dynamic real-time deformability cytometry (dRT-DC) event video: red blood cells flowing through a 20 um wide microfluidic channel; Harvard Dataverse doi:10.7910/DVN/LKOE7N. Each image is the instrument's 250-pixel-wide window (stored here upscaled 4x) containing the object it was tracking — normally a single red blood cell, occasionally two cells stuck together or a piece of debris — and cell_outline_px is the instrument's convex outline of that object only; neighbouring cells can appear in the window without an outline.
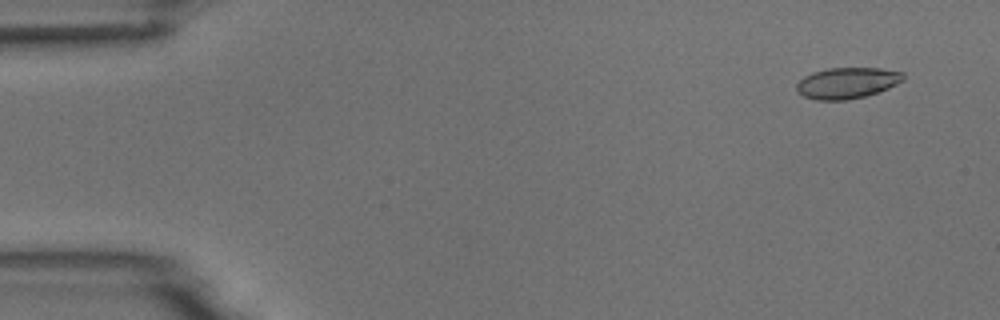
{"species": "common noctule bat (a hibernating species)", "species_latin": "Nyctalus noctula", "temperature_condition": "room temperature", "stored_images_in_passage": 8, "camera_frame_rate_fps": 3000, "um_per_image_px": 0.085, "animal": {"sex": "male", "body_mass_g": 18.8}, "frame": {"image": 1, "passage_image": 2, "time_ms": 1.0, "image_size_px": [1000, 320], "cell_outline_px": [[904, 80], [888, 88], [864, 96], [844, 100], [816, 100], [804, 96], [796, 92], [796, 84], [804, 76], [812, 72], [828, 68], [880, 68], [904, 72]], "centroid_in_image_um": [71.98, 7.04], "position_along_channel_um": 13.0, "area_um2": 19.31}}
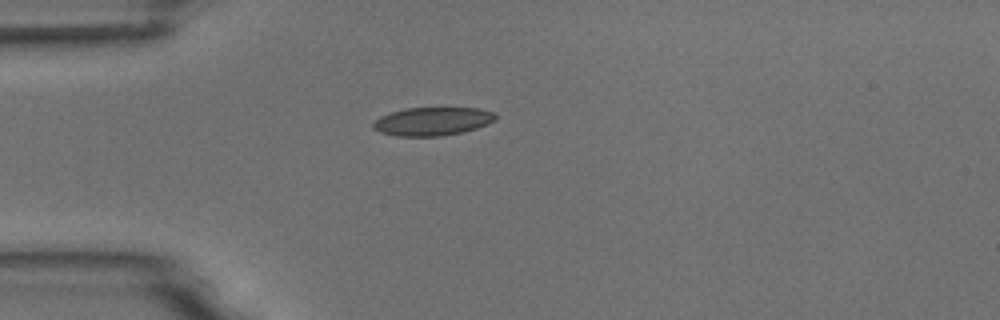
{"frame": {"image": 2, "passage_image": 5, "time_ms": 4.667, "image_size_px": [1000, 320], "cell_outline_px": [[496, 120], [488, 124], [476, 128], [460, 132], [440, 136], [396, 136], [380, 132], [372, 128], [372, 124], [380, 116], [404, 108], [480, 108], [496, 112]], "centroid_in_image_um": [36.77, 10.31], "position_along_channel_um": 48.2, "area_um2": 20.23}}